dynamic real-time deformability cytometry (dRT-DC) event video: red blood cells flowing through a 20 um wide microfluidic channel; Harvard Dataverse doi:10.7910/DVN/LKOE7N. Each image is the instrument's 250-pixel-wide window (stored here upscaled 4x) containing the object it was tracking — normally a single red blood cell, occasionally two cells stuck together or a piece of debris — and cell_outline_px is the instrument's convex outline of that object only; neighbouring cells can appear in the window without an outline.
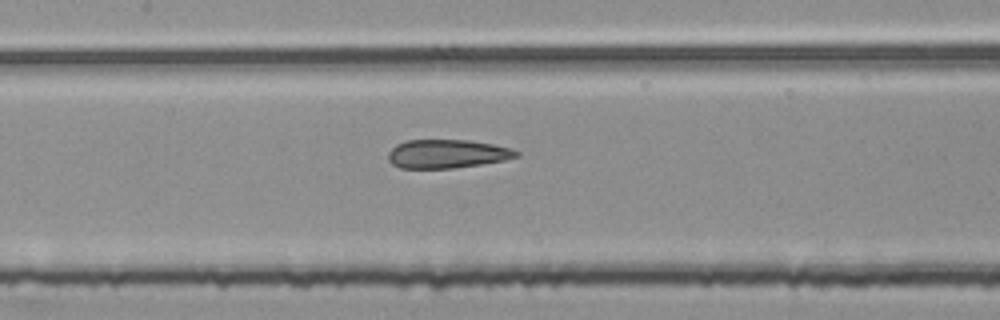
{"species": "common noctule bat (a hibernating species)", "species_latin": "Nyctalus noctula", "temperature_condition": "room temperature", "stored_images_in_passage": 54, "segment_of_instrument_passage": [2, 2], "camera_frame_rate_fps": 3000, "um_per_image_px": 0.085, "animal": {"sex": "female", "body_mass_g": 25.1}, "frame": {"image": 1, "passage_image": 25, "time_ms": 8.0, "image_size_px": [1000, 320], "cell_outline_px": [[520, 156], [504, 160], [480, 164], [452, 168], [400, 168], [392, 164], [388, 160], [388, 152], [396, 144], [404, 140], [472, 140], [512, 148], [520, 152]], "centroid_in_image_um": [38.0, 13.07], "position_along_channel_um": 169.4, "area_um2": 21.5}}
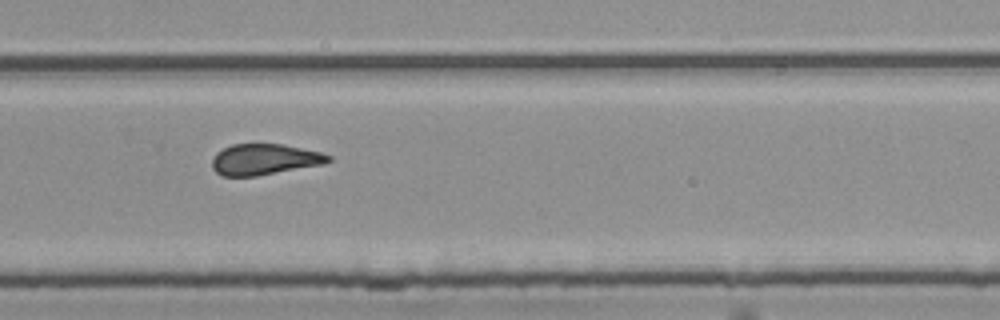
{"frame": {"image": 2, "passage_image": 36, "time_ms": 11.667, "image_size_px": [1000, 320], "cell_outline_px": [[332, 160], [324, 164], [256, 176], [224, 176], [216, 172], [212, 168], [212, 160], [216, 152], [232, 144], [280, 144], [320, 152], [332, 156]], "centroid_in_image_um": [22.47, 13.55], "position_along_channel_um": 307.3, "area_um2": 20.87}}
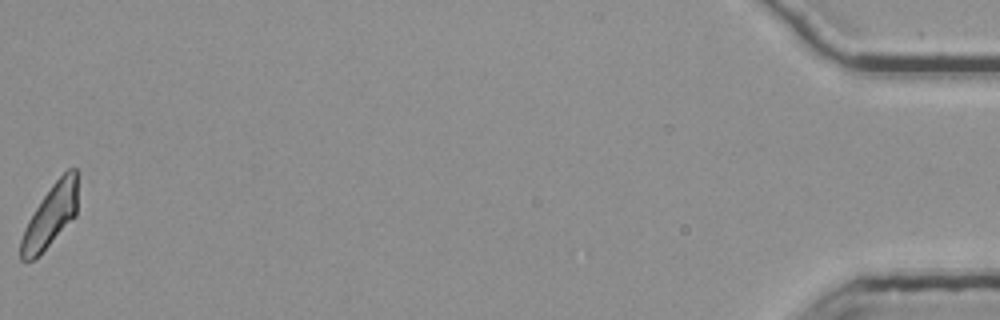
{"frame": {"image": 3, "passage_image": 54, "time_ms": 17.667, "image_size_px": [1000, 320], "cell_outline_px": [[76, 216], [40, 256], [32, 260], [20, 260], [20, 240], [24, 228], [28, 220], [52, 184], [68, 168], [76, 168]], "centroid_in_image_um": [4.26, 18.41], "position_along_channel_um": 430.9, "area_um2": 20.52}}